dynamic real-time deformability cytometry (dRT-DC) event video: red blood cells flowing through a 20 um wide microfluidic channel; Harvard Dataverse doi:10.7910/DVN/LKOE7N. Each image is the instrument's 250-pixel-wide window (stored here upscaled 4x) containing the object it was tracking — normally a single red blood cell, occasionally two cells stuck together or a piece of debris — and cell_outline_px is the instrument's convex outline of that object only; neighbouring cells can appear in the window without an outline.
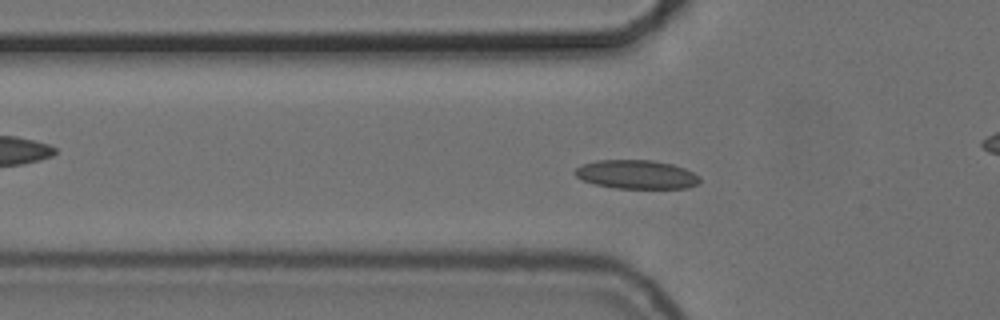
{"species": "common noctule bat (a hibernating species)", "species_latin": "Nyctalus noctula", "temperature_condition": "cold", "stored_images_in_passage": 56, "camera_frame_rate_fps": 3000, "um_per_image_px": 0.085, "animal": {"sex": "female", "body_mass_g": 24.6, "forearm_length_mm": 56.2}, "frame": {"image": 1, "passage_image": 18, "time_ms": 5.667, "image_size_px": [1000, 320], "cell_outline_px": [[700, 184], [688, 188], [616, 188], [596, 184], [580, 180], [572, 172], [580, 164], [596, 160], [652, 160], [672, 164], [684, 168], [700, 176]], "centroid_in_image_um": [54.08, 14.82], "position_along_channel_um": 71.7, "area_um2": 21.15}}
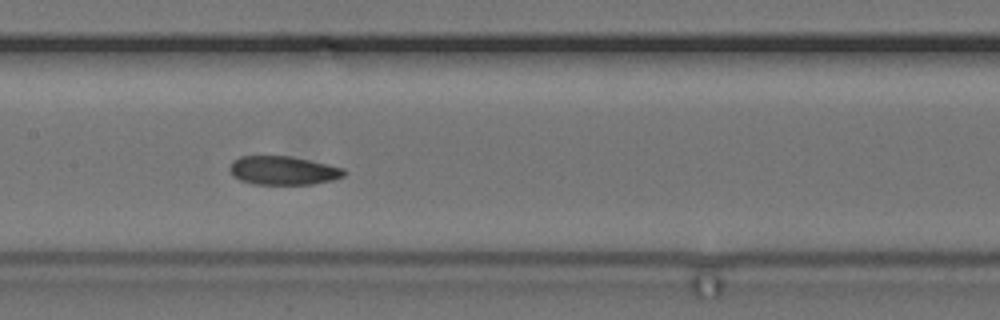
{"frame": {"image": 2, "passage_image": 27, "time_ms": 8.667, "image_size_px": [1000, 320], "cell_outline_px": [[348, 172], [344, 176], [332, 180], [312, 184], [252, 184], [240, 180], [232, 176], [228, 168], [232, 160], [240, 156], [292, 156], [328, 164], [344, 168]], "centroid_in_image_um": [24.05, 14.49], "position_along_channel_um": 183.3, "area_um2": 19.36}}
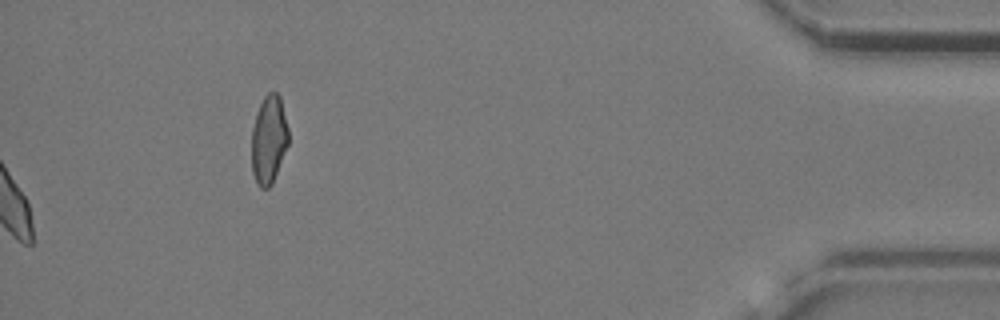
{"frame": {"image": 3, "passage_image": 56, "time_ms": 18.333, "image_size_px": [1000, 320], "cell_outline_px": [[288, 144], [272, 184], [268, 188], [260, 188], [256, 184], [252, 172], [252, 128], [256, 112], [264, 96], [268, 92], [276, 92], [280, 96], [288, 128]], "centroid_in_image_um": [22.84, 11.87], "position_along_channel_um": 412.4, "area_um2": 19.02}, "authors_computed_cell_mechanics": {"area_um2": 19.5364, "velocity_mm_per_s": 3.6877, "shape_relaxation_time_tau1_ms": null, "shape_relaxation_time_tau2_ms": 3.481, "deformation_change_tau1": null, "deformation_change_tau2": 0.0724}}